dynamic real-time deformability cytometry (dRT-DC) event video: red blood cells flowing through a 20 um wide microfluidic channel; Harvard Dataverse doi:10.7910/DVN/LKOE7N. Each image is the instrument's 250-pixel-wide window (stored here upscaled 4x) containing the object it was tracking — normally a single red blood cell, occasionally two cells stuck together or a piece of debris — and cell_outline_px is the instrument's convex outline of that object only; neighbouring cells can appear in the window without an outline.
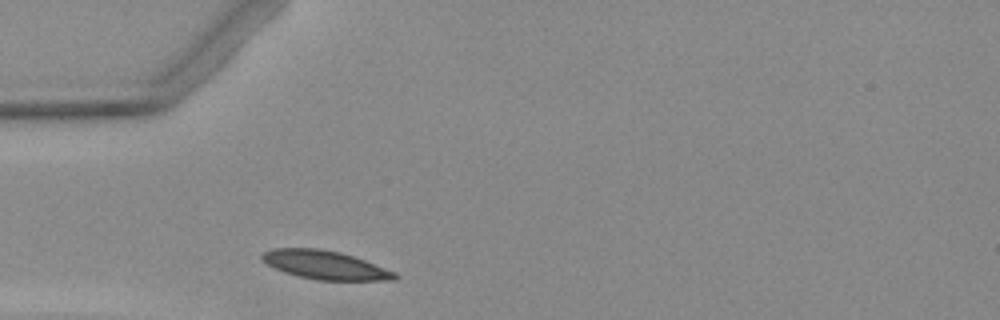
{"species": "Egyptian fruit bat (a non-hibernating species)", "species_latin": "Rousettus aegyptiacus", "temperature_condition": "warm", "stored_images_in_passage": 1, "camera_frame_rate_fps": 3000, "um_per_image_px": 0.085, "animal": {"sex": "female"}, "frame": {"image": 1, "passage_image": 1, "time_ms": 0.0, "image_size_px": [1000, 320], "cell_outline_px": [[400, 276], [396, 280], [316, 280], [296, 276], [284, 272], [268, 264], [260, 256], [264, 252], [272, 248], [320, 248], [340, 252], [364, 260], [396, 272]], "centroid_in_image_um": [27.65, 22.53], "position_along_channel_um": 57.3, "area_um2": 22.08}}